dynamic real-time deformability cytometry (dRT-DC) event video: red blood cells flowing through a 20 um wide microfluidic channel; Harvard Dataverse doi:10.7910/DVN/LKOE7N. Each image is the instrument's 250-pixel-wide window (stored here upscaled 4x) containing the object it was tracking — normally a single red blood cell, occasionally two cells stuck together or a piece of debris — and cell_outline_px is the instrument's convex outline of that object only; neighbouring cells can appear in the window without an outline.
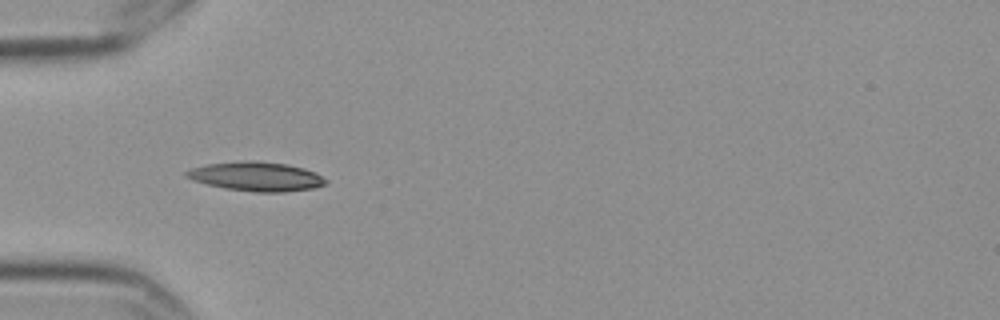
{"species": "Egyptian fruit bat (a non-hibernating species)", "species_latin": "Rousettus aegyptiacus", "temperature_condition": "cold", "stored_images_in_passage": 12, "camera_frame_rate_fps": 3000, "um_per_image_px": 0.085, "frame": {"image": 1, "passage_image": 4, "time_ms": 1.0, "image_size_px": [1000, 320], "cell_outline_px": [[328, 184], [312, 188], [284, 192], [256, 192], [228, 188], [208, 184], [192, 180], [184, 176], [184, 172], [192, 168], [208, 164], [252, 160], [288, 164], [304, 168], [316, 172], [328, 180]], "centroid_in_image_um": [21.83, 14.99], "position_along_channel_um": 63.2, "area_um2": 23.58}}
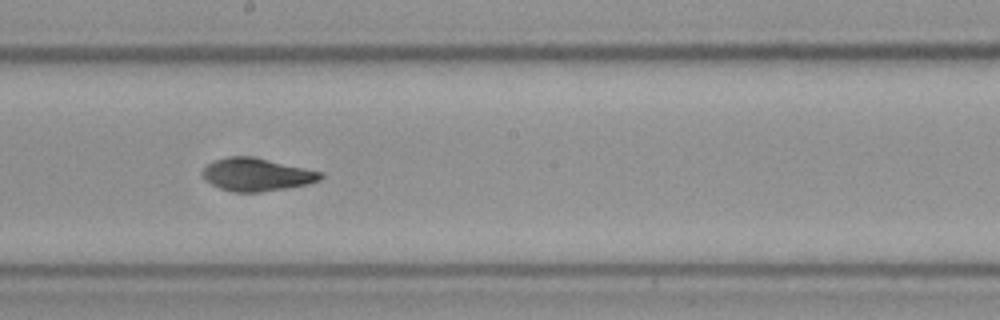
{"frame": {"image": 2, "passage_image": 8, "time_ms": 2.333, "image_size_px": [1000, 320], "cell_outline_px": [[324, 176], [320, 180], [308, 184], [288, 188], [260, 192], [236, 192], [220, 188], [204, 180], [200, 172], [212, 160], [232, 156], [252, 156], [324, 172]], "centroid_in_image_um": [21.82, 14.83], "position_along_channel_um": 226.4, "area_um2": 22.77}}
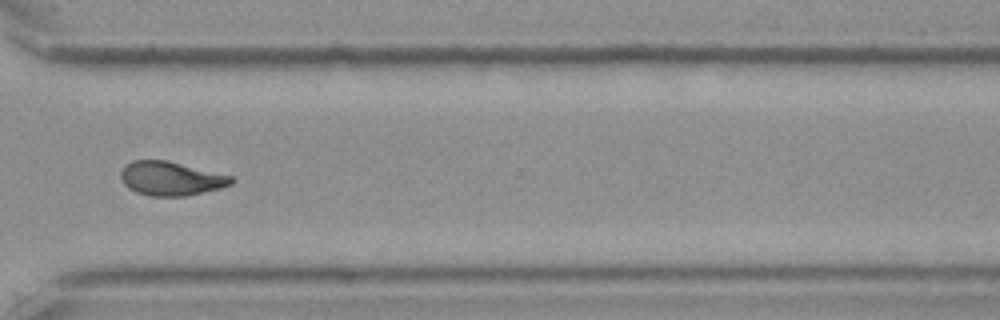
{"frame": {"image": 3, "passage_image": 11, "time_ms": 3.333, "image_size_px": [1000, 320], "cell_outline_px": [[236, 180], [232, 184], [220, 188], [184, 196], [152, 196], [136, 192], [128, 188], [120, 180], [120, 172], [124, 164], [132, 160], [168, 160], [232, 176]], "centroid_in_image_um": [14.49, 15.16], "position_along_channel_um": 356.1, "area_um2": 22.02}}